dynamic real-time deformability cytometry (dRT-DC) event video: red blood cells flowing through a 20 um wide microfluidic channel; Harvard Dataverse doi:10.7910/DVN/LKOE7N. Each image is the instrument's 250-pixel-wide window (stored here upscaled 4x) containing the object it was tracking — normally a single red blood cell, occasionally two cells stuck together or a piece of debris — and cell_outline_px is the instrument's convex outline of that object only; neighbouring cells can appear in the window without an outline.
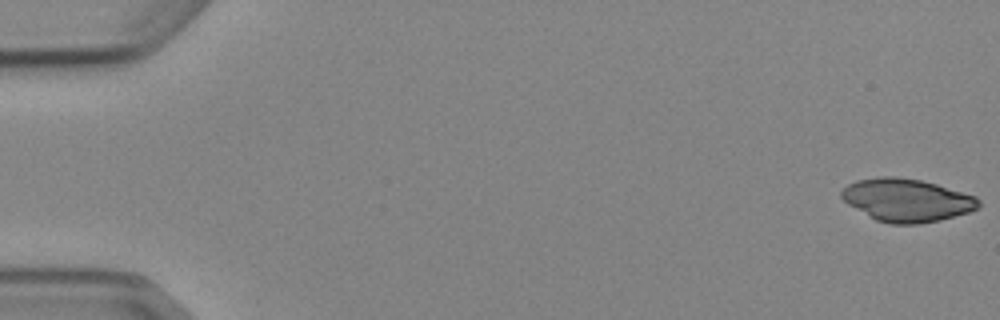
{"species": "Egyptian fruit bat (a non-hibernating species)", "species_latin": "Rousettus aegyptiacus", "temperature_condition": "cold", "stored_images_in_passage": 6, "segment_of_instrument_passage": [1, 2], "camera_frame_rate_fps": 3000, "um_per_image_px": 0.085, "animal": {"sex": "female"}, "frame": {"image": 1, "passage_image": 1, "time_ms": 0.0, "image_size_px": [1000, 320], "cell_outline_px": [[980, 208], [968, 212], [940, 220], [916, 224], [892, 224], [876, 220], [848, 204], [840, 196], [840, 192], [848, 184], [856, 180], [880, 176], [892, 176], [920, 180], [936, 184], [976, 196], [980, 200]], "centroid_in_image_um": [77.08, 17.01], "position_along_channel_um": 7.9, "area_um2": 34.16}}